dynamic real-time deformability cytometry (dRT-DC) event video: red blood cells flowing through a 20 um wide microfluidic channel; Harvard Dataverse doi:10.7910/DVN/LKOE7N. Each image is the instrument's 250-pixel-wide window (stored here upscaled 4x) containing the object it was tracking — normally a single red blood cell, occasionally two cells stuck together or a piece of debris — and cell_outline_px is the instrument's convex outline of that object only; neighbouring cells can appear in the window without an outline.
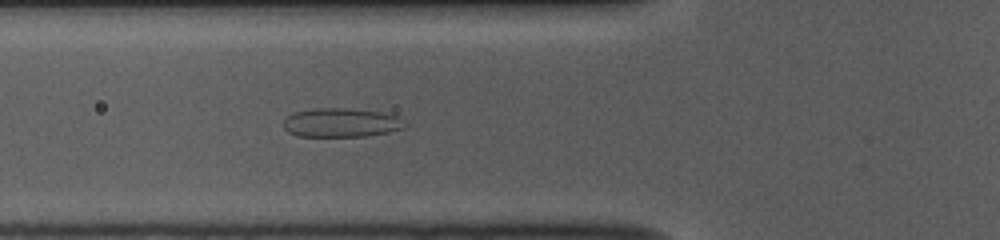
{"species": "common noctule bat (a hibernating species)", "species_latin": "Nyctalus noctula", "temperature_condition": "room temperature", "stored_images_in_passage": 53, "camera_frame_rate_fps": 3000, "um_per_image_px": 0.085, "animal": {"sex": "female", "body_mass_g": 10.0, "forearm_length_mm": 53.1}, "frame": {"image": 1, "passage_image": 18, "time_ms": 5.667, "image_size_px": [1000, 240], "cell_outline_px": [[408, 124], [404, 128], [388, 132], [368, 136], [296, 136], [288, 132], [284, 128], [284, 120], [292, 112], [312, 108], [348, 108], [380, 112], [396, 116]], "centroid_in_image_um": [28.98, 10.42], "position_along_channel_um": 96.8, "area_um2": 20.58}}
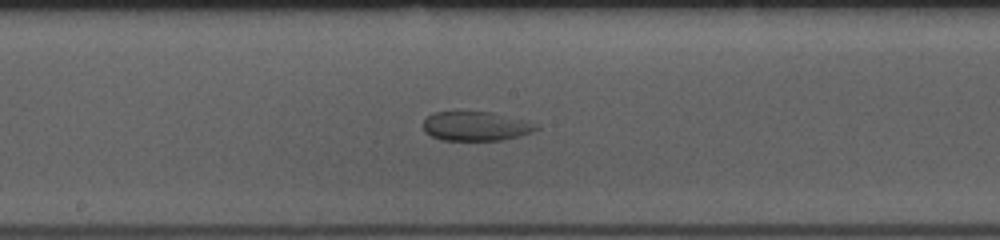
{"frame": {"image": 2, "passage_image": 27, "time_ms": 8.667, "image_size_px": [1000, 240], "cell_outline_px": [[540, 128], [532, 132], [520, 136], [500, 140], [444, 140], [432, 136], [424, 132], [424, 120], [432, 112], [492, 112], [528, 120], [540, 124]], "centroid_in_image_um": [40.51, 10.72], "position_along_channel_um": 207.7, "area_um2": 19.42}}
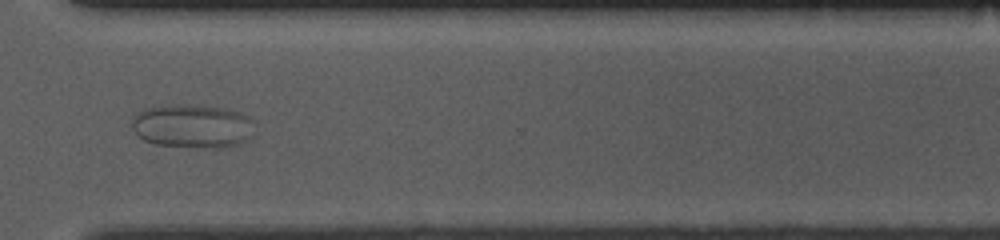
{"frame": {"image": 3, "passage_image": 39, "time_ms": 12.667, "image_size_px": [1000, 240], "cell_outline_px": [[252, 136], [248, 140], [240, 144], [224, 148], [212, 148], [156, 144], [144, 140], [136, 136], [132, 128], [132, 120], [136, 112], [144, 108], [164, 104], [188, 104], [232, 108], [248, 116], [252, 120]], "centroid_in_image_um": [16.36, 10.7], "position_along_channel_um": 354.2, "area_um2": 31.96}}